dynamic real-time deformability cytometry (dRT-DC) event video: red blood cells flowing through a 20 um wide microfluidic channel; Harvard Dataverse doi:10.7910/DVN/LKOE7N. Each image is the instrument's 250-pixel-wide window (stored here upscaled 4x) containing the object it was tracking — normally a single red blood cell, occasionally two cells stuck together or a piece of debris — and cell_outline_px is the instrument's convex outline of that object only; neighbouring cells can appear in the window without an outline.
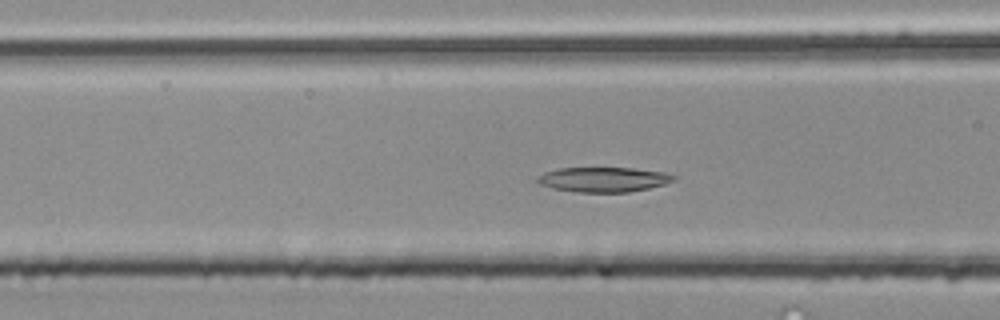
{"species": "common noctule bat (a hibernating species)", "species_latin": "Nyctalus noctula", "temperature_condition": "room temperature", "stored_images_in_passage": 44, "camera_frame_rate_fps": 3000, "um_per_image_px": 0.085, "animal": {"sex": "male", "body_mass_g": 20.4}, "frame": {"image": 1, "passage_image": 13, "time_ms": 4.0, "image_size_px": [1000, 320], "cell_outline_px": [[676, 180], [664, 184], [648, 188], [628, 192], [576, 192], [552, 188], [540, 184], [536, 180], [544, 172], [556, 168], [632, 168], [664, 172], [676, 176]], "centroid_in_image_um": [51.3, 15.25], "position_along_channel_um": 115.3, "area_um2": 19.65}}
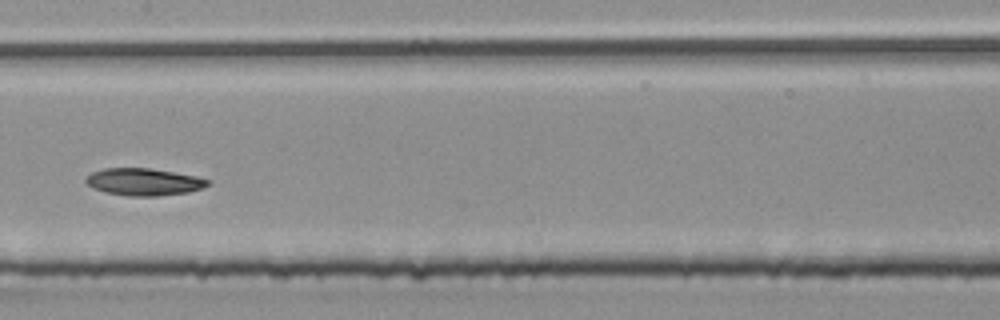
{"frame": {"image": 2, "passage_image": 19, "time_ms": 6.0, "image_size_px": [1000, 320], "cell_outline_px": [[212, 184], [204, 188], [188, 192], [156, 196], [128, 196], [104, 192], [92, 188], [84, 180], [84, 176], [92, 172], [104, 168], [148, 168], [196, 176], [212, 180]], "centroid_in_image_um": [12.23, 15.46], "position_along_channel_um": 195.2, "area_um2": 19.54}}
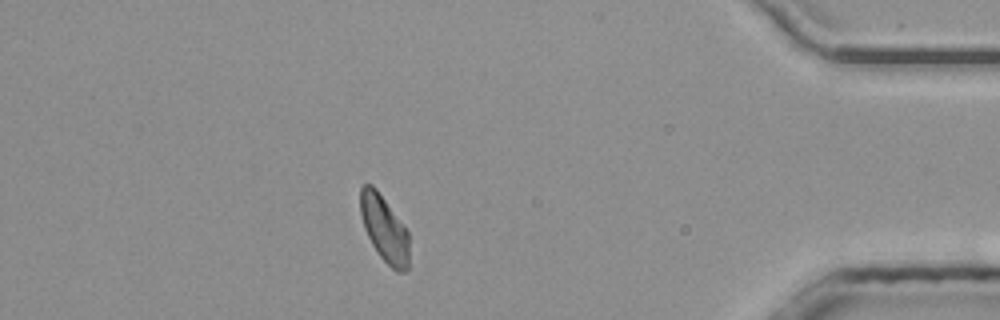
{"frame": {"image": 3, "passage_image": 38, "time_ms": 12.333, "image_size_px": [1000, 320], "cell_outline_px": [[408, 268], [404, 272], [396, 272], [380, 256], [372, 244], [364, 228], [360, 212], [360, 188], [364, 184], [372, 184], [376, 188], [408, 232]], "centroid_in_image_um": [32.65, 19.44], "position_along_channel_um": 402.6, "area_um2": 18.55}}